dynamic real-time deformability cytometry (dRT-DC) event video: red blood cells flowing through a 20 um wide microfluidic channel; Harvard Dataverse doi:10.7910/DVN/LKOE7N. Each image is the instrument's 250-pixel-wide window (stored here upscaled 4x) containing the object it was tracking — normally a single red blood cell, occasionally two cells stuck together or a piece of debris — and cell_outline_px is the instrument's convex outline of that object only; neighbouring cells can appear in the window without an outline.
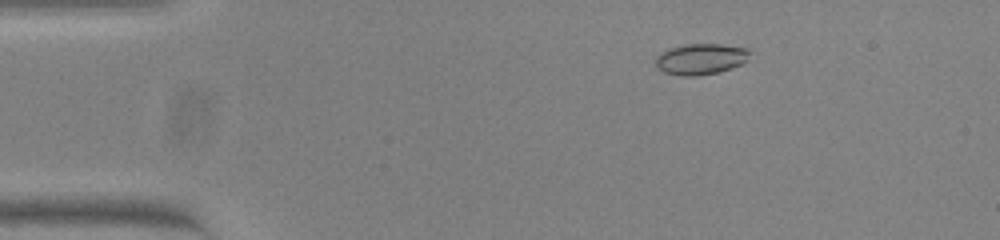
{"species": "common noctule bat (a hibernating species)", "species_latin": "Nyctalus noctula", "temperature_condition": "warm", "stored_images_in_passage": 54, "camera_frame_rate_fps": 3000, "um_per_image_px": 0.085, "animal": {"sex": "female", "body_mass_g": 23.0, "forearm_length_mm": 53.4}, "frame": {"image": 1, "passage_image": 9, "time_ms": 2.667, "image_size_px": [1000, 240], "cell_outline_px": [[748, 60], [744, 64], [732, 68], [716, 72], [696, 76], [684, 76], [664, 72], [656, 68], [656, 56], [660, 52], [668, 48], [684, 44], [720, 44], [748, 48]], "centroid_in_image_um": [59.54, 5.01], "position_along_channel_um": 25.5, "area_um2": 17.11}}
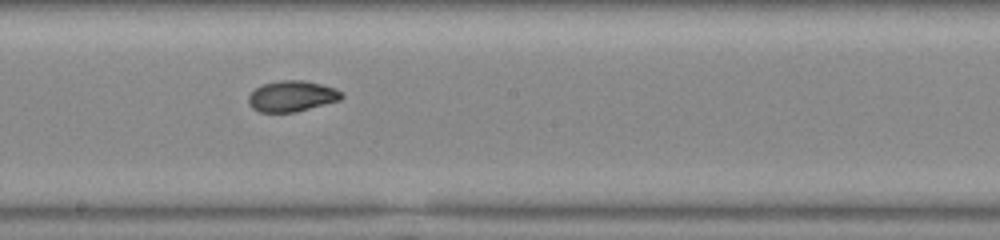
{"frame": {"image": 2, "passage_image": 30, "time_ms": 9.667, "image_size_px": [1000, 240], "cell_outline_px": [[344, 96], [340, 100], [296, 112], [260, 112], [252, 108], [248, 104], [248, 96], [256, 88], [264, 84], [280, 80], [304, 80], [336, 88], [344, 92]], "centroid_in_image_um": [24.83, 8.17], "position_along_channel_um": 223.4, "area_um2": 16.82}}
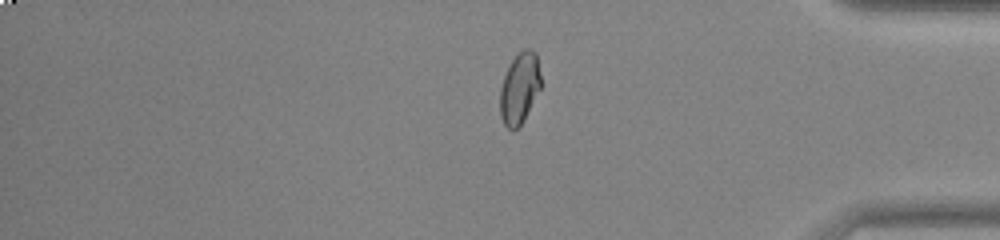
{"frame": {"image": 3, "passage_image": 45, "time_ms": 14.667, "image_size_px": [1000, 240], "cell_outline_px": [[540, 88], [524, 120], [512, 132], [504, 124], [500, 116], [500, 88], [508, 64], [524, 48], [528, 48], [536, 52], [540, 76]], "centroid_in_image_um": [44.14, 7.5], "position_along_channel_um": 391.1, "area_um2": 16.82}, "authors_computed_cell_mechanics": {"area_um2": 17.051, "velocity_mm_per_s": 3.8359, "shape_relaxation_time_tau1_ms": 4.9296, "shape_relaxation_time_tau2_ms": 1.2794, "deformation_change_tau1": 0.1451, "deformation_change_tau2": 0.0382}}